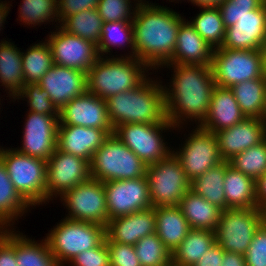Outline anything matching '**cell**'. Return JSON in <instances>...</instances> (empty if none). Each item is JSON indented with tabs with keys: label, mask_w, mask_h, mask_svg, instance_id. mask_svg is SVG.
Instances as JSON below:
<instances>
[{
	"label": "cell",
	"mask_w": 266,
	"mask_h": 266,
	"mask_svg": "<svg viewBox=\"0 0 266 266\" xmlns=\"http://www.w3.org/2000/svg\"><path fill=\"white\" fill-rule=\"evenodd\" d=\"M137 1L132 21L134 58L151 70L172 64L178 29L185 19L167 7Z\"/></svg>",
	"instance_id": "obj_1"
},
{
	"label": "cell",
	"mask_w": 266,
	"mask_h": 266,
	"mask_svg": "<svg viewBox=\"0 0 266 266\" xmlns=\"http://www.w3.org/2000/svg\"><path fill=\"white\" fill-rule=\"evenodd\" d=\"M174 68L172 85L165 87L166 117L176 127L183 120L201 124L208 116L215 85L211 66L165 64ZM171 88V90H170ZM191 118V119H190Z\"/></svg>",
	"instance_id": "obj_2"
},
{
	"label": "cell",
	"mask_w": 266,
	"mask_h": 266,
	"mask_svg": "<svg viewBox=\"0 0 266 266\" xmlns=\"http://www.w3.org/2000/svg\"><path fill=\"white\" fill-rule=\"evenodd\" d=\"M160 83L148 77L135 89L109 97L106 104L113 129L125 123H163L167 119L165 86Z\"/></svg>",
	"instance_id": "obj_3"
},
{
	"label": "cell",
	"mask_w": 266,
	"mask_h": 266,
	"mask_svg": "<svg viewBox=\"0 0 266 266\" xmlns=\"http://www.w3.org/2000/svg\"><path fill=\"white\" fill-rule=\"evenodd\" d=\"M148 68L144 62L128 55L121 58L100 56L87 72V91L107 100L117 93L135 89L147 78L144 73Z\"/></svg>",
	"instance_id": "obj_4"
},
{
	"label": "cell",
	"mask_w": 266,
	"mask_h": 266,
	"mask_svg": "<svg viewBox=\"0 0 266 266\" xmlns=\"http://www.w3.org/2000/svg\"><path fill=\"white\" fill-rule=\"evenodd\" d=\"M91 178L107 182L145 176V163L114 134L92 155Z\"/></svg>",
	"instance_id": "obj_5"
},
{
	"label": "cell",
	"mask_w": 266,
	"mask_h": 266,
	"mask_svg": "<svg viewBox=\"0 0 266 266\" xmlns=\"http://www.w3.org/2000/svg\"><path fill=\"white\" fill-rule=\"evenodd\" d=\"M106 237V227L64 218L46 236L50 251L64 266L84 250L98 247Z\"/></svg>",
	"instance_id": "obj_6"
},
{
	"label": "cell",
	"mask_w": 266,
	"mask_h": 266,
	"mask_svg": "<svg viewBox=\"0 0 266 266\" xmlns=\"http://www.w3.org/2000/svg\"><path fill=\"white\" fill-rule=\"evenodd\" d=\"M11 149L0 148V159L15 189L31 206L45 203L47 161Z\"/></svg>",
	"instance_id": "obj_7"
},
{
	"label": "cell",
	"mask_w": 266,
	"mask_h": 266,
	"mask_svg": "<svg viewBox=\"0 0 266 266\" xmlns=\"http://www.w3.org/2000/svg\"><path fill=\"white\" fill-rule=\"evenodd\" d=\"M266 220V211L258 207L221 211L215 230L216 243L226 252L245 255L255 231Z\"/></svg>",
	"instance_id": "obj_8"
},
{
	"label": "cell",
	"mask_w": 266,
	"mask_h": 266,
	"mask_svg": "<svg viewBox=\"0 0 266 266\" xmlns=\"http://www.w3.org/2000/svg\"><path fill=\"white\" fill-rule=\"evenodd\" d=\"M152 207L178 206L190 189V181L171 152L165 159L146 166Z\"/></svg>",
	"instance_id": "obj_9"
},
{
	"label": "cell",
	"mask_w": 266,
	"mask_h": 266,
	"mask_svg": "<svg viewBox=\"0 0 266 266\" xmlns=\"http://www.w3.org/2000/svg\"><path fill=\"white\" fill-rule=\"evenodd\" d=\"M211 69L215 85L225 88L263 77L262 50L213 49Z\"/></svg>",
	"instance_id": "obj_10"
},
{
	"label": "cell",
	"mask_w": 266,
	"mask_h": 266,
	"mask_svg": "<svg viewBox=\"0 0 266 266\" xmlns=\"http://www.w3.org/2000/svg\"><path fill=\"white\" fill-rule=\"evenodd\" d=\"M172 127L175 128L168 119L160 124L125 123L118 126L113 134L148 166L165 159L172 152L161 136L163 130Z\"/></svg>",
	"instance_id": "obj_11"
},
{
	"label": "cell",
	"mask_w": 266,
	"mask_h": 266,
	"mask_svg": "<svg viewBox=\"0 0 266 266\" xmlns=\"http://www.w3.org/2000/svg\"><path fill=\"white\" fill-rule=\"evenodd\" d=\"M69 211V220L96 223L106 227L109 222L104 183L90 178L60 196Z\"/></svg>",
	"instance_id": "obj_12"
},
{
	"label": "cell",
	"mask_w": 266,
	"mask_h": 266,
	"mask_svg": "<svg viewBox=\"0 0 266 266\" xmlns=\"http://www.w3.org/2000/svg\"><path fill=\"white\" fill-rule=\"evenodd\" d=\"M189 135L190 137L186 139L183 147H179L180 151H172V153L180 162L191 182L224 160L220 156L215 133L198 126Z\"/></svg>",
	"instance_id": "obj_13"
},
{
	"label": "cell",
	"mask_w": 266,
	"mask_h": 266,
	"mask_svg": "<svg viewBox=\"0 0 266 266\" xmlns=\"http://www.w3.org/2000/svg\"><path fill=\"white\" fill-rule=\"evenodd\" d=\"M103 183L109 220L152 207L146 175Z\"/></svg>",
	"instance_id": "obj_14"
},
{
	"label": "cell",
	"mask_w": 266,
	"mask_h": 266,
	"mask_svg": "<svg viewBox=\"0 0 266 266\" xmlns=\"http://www.w3.org/2000/svg\"><path fill=\"white\" fill-rule=\"evenodd\" d=\"M45 40L54 64L88 72L100 58L98 46L92 41L67 33L61 27Z\"/></svg>",
	"instance_id": "obj_15"
},
{
	"label": "cell",
	"mask_w": 266,
	"mask_h": 266,
	"mask_svg": "<svg viewBox=\"0 0 266 266\" xmlns=\"http://www.w3.org/2000/svg\"><path fill=\"white\" fill-rule=\"evenodd\" d=\"M46 202L91 178L89 162L58 149L47 161Z\"/></svg>",
	"instance_id": "obj_16"
},
{
	"label": "cell",
	"mask_w": 266,
	"mask_h": 266,
	"mask_svg": "<svg viewBox=\"0 0 266 266\" xmlns=\"http://www.w3.org/2000/svg\"><path fill=\"white\" fill-rule=\"evenodd\" d=\"M22 154L48 161L57 149L59 115H44L29 111L25 119Z\"/></svg>",
	"instance_id": "obj_17"
},
{
	"label": "cell",
	"mask_w": 266,
	"mask_h": 266,
	"mask_svg": "<svg viewBox=\"0 0 266 266\" xmlns=\"http://www.w3.org/2000/svg\"><path fill=\"white\" fill-rule=\"evenodd\" d=\"M58 125H76L114 130L108 117L106 100L86 91L59 111Z\"/></svg>",
	"instance_id": "obj_18"
},
{
	"label": "cell",
	"mask_w": 266,
	"mask_h": 266,
	"mask_svg": "<svg viewBox=\"0 0 266 266\" xmlns=\"http://www.w3.org/2000/svg\"><path fill=\"white\" fill-rule=\"evenodd\" d=\"M266 47V6L252 10L226 28L224 49L263 50Z\"/></svg>",
	"instance_id": "obj_19"
},
{
	"label": "cell",
	"mask_w": 266,
	"mask_h": 266,
	"mask_svg": "<svg viewBox=\"0 0 266 266\" xmlns=\"http://www.w3.org/2000/svg\"><path fill=\"white\" fill-rule=\"evenodd\" d=\"M38 84L60 111L69 101L87 91V73L54 64Z\"/></svg>",
	"instance_id": "obj_20"
},
{
	"label": "cell",
	"mask_w": 266,
	"mask_h": 266,
	"mask_svg": "<svg viewBox=\"0 0 266 266\" xmlns=\"http://www.w3.org/2000/svg\"><path fill=\"white\" fill-rule=\"evenodd\" d=\"M113 133L114 130L76 125H58L57 149L83 158L90 163L92 155Z\"/></svg>",
	"instance_id": "obj_21"
},
{
	"label": "cell",
	"mask_w": 266,
	"mask_h": 266,
	"mask_svg": "<svg viewBox=\"0 0 266 266\" xmlns=\"http://www.w3.org/2000/svg\"><path fill=\"white\" fill-rule=\"evenodd\" d=\"M220 156L229 161L236 154L259 144L266 138L264 125L258 118H245L234 126L215 132Z\"/></svg>",
	"instance_id": "obj_22"
},
{
	"label": "cell",
	"mask_w": 266,
	"mask_h": 266,
	"mask_svg": "<svg viewBox=\"0 0 266 266\" xmlns=\"http://www.w3.org/2000/svg\"><path fill=\"white\" fill-rule=\"evenodd\" d=\"M153 233H156L154 207L111 219L106 226V236L112 242L132 246Z\"/></svg>",
	"instance_id": "obj_23"
},
{
	"label": "cell",
	"mask_w": 266,
	"mask_h": 266,
	"mask_svg": "<svg viewBox=\"0 0 266 266\" xmlns=\"http://www.w3.org/2000/svg\"><path fill=\"white\" fill-rule=\"evenodd\" d=\"M245 118L232 90L215 86L211 95L208 116L199 126L206 131L215 133L228 129Z\"/></svg>",
	"instance_id": "obj_24"
},
{
	"label": "cell",
	"mask_w": 266,
	"mask_h": 266,
	"mask_svg": "<svg viewBox=\"0 0 266 266\" xmlns=\"http://www.w3.org/2000/svg\"><path fill=\"white\" fill-rule=\"evenodd\" d=\"M213 49L198 34L190 21H183L178 29L172 64L211 66Z\"/></svg>",
	"instance_id": "obj_25"
},
{
	"label": "cell",
	"mask_w": 266,
	"mask_h": 266,
	"mask_svg": "<svg viewBox=\"0 0 266 266\" xmlns=\"http://www.w3.org/2000/svg\"><path fill=\"white\" fill-rule=\"evenodd\" d=\"M191 229L215 231L221 209L189 189L178 204Z\"/></svg>",
	"instance_id": "obj_26"
},
{
	"label": "cell",
	"mask_w": 266,
	"mask_h": 266,
	"mask_svg": "<svg viewBox=\"0 0 266 266\" xmlns=\"http://www.w3.org/2000/svg\"><path fill=\"white\" fill-rule=\"evenodd\" d=\"M156 234L172 253L191 230L178 206L154 207Z\"/></svg>",
	"instance_id": "obj_27"
},
{
	"label": "cell",
	"mask_w": 266,
	"mask_h": 266,
	"mask_svg": "<svg viewBox=\"0 0 266 266\" xmlns=\"http://www.w3.org/2000/svg\"><path fill=\"white\" fill-rule=\"evenodd\" d=\"M226 209L257 207L256 181L229 166L225 171Z\"/></svg>",
	"instance_id": "obj_28"
},
{
	"label": "cell",
	"mask_w": 266,
	"mask_h": 266,
	"mask_svg": "<svg viewBox=\"0 0 266 266\" xmlns=\"http://www.w3.org/2000/svg\"><path fill=\"white\" fill-rule=\"evenodd\" d=\"M22 54L18 47L8 41L0 43V82L15 100L25 85Z\"/></svg>",
	"instance_id": "obj_29"
},
{
	"label": "cell",
	"mask_w": 266,
	"mask_h": 266,
	"mask_svg": "<svg viewBox=\"0 0 266 266\" xmlns=\"http://www.w3.org/2000/svg\"><path fill=\"white\" fill-rule=\"evenodd\" d=\"M216 243L215 231L191 229L172 252L174 266H193Z\"/></svg>",
	"instance_id": "obj_30"
},
{
	"label": "cell",
	"mask_w": 266,
	"mask_h": 266,
	"mask_svg": "<svg viewBox=\"0 0 266 266\" xmlns=\"http://www.w3.org/2000/svg\"><path fill=\"white\" fill-rule=\"evenodd\" d=\"M229 166V161H223L217 166L208 169L190 183L191 190L219 207L222 211L226 209L224 180L225 171Z\"/></svg>",
	"instance_id": "obj_31"
},
{
	"label": "cell",
	"mask_w": 266,
	"mask_h": 266,
	"mask_svg": "<svg viewBox=\"0 0 266 266\" xmlns=\"http://www.w3.org/2000/svg\"><path fill=\"white\" fill-rule=\"evenodd\" d=\"M31 205L18 193L3 161L0 159V224L11 226L10 222L23 216ZM21 214V215H20ZM8 224V225H7Z\"/></svg>",
	"instance_id": "obj_32"
},
{
	"label": "cell",
	"mask_w": 266,
	"mask_h": 266,
	"mask_svg": "<svg viewBox=\"0 0 266 266\" xmlns=\"http://www.w3.org/2000/svg\"><path fill=\"white\" fill-rule=\"evenodd\" d=\"M230 89L245 117L260 119L266 100L264 78L247 80L233 85Z\"/></svg>",
	"instance_id": "obj_33"
},
{
	"label": "cell",
	"mask_w": 266,
	"mask_h": 266,
	"mask_svg": "<svg viewBox=\"0 0 266 266\" xmlns=\"http://www.w3.org/2000/svg\"><path fill=\"white\" fill-rule=\"evenodd\" d=\"M15 256L19 266H61L51 253L45 238L38 243L16 232Z\"/></svg>",
	"instance_id": "obj_34"
},
{
	"label": "cell",
	"mask_w": 266,
	"mask_h": 266,
	"mask_svg": "<svg viewBox=\"0 0 266 266\" xmlns=\"http://www.w3.org/2000/svg\"><path fill=\"white\" fill-rule=\"evenodd\" d=\"M200 8L202 11L190 24L212 49L222 47L226 28L220 10L217 6H201Z\"/></svg>",
	"instance_id": "obj_35"
},
{
	"label": "cell",
	"mask_w": 266,
	"mask_h": 266,
	"mask_svg": "<svg viewBox=\"0 0 266 266\" xmlns=\"http://www.w3.org/2000/svg\"><path fill=\"white\" fill-rule=\"evenodd\" d=\"M103 20L97 9H87L67 17L60 26L67 33L99 44Z\"/></svg>",
	"instance_id": "obj_36"
},
{
	"label": "cell",
	"mask_w": 266,
	"mask_h": 266,
	"mask_svg": "<svg viewBox=\"0 0 266 266\" xmlns=\"http://www.w3.org/2000/svg\"><path fill=\"white\" fill-rule=\"evenodd\" d=\"M21 54L25 84L38 83L54 65L51 49L47 42L34 44Z\"/></svg>",
	"instance_id": "obj_37"
},
{
	"label": "cell",
	"mask_w": 266,
	"mask_h": 266,
	"mask_svg": "<svg viewBox=\"0 0 266 266\" xmlns=\"http://www.w3.org/2000/svg\"><path fill=\"white\" fill-rule=\"evenodd\" d=\"M126 44V45H125ZM124 47L128 45L131 47L132 54L130 57H134V39H133V26L132 22L116 21L110 23H103L101 39L99 41L98 52L100 56L107 55L110 52L111 47Z\"/></svg>",
	"instance_id": "obj_38"
},
{
	"label": "cell",
	"mask_w": 266,
	"mask_h": 266,
	"mask_svg": "<svg viewBox=\"0 0 266 266\" xmlns=\"http://www.w3.org/2000/svg\"><path fill=\"white\" fill-rule=\"evenodd\" d=\"M230 166L255 181L266 172V138L257 145L236 154L229 160Z\"/></svg>",
	"instance_id": "obj_39"
},
{
	"label": "cell",
	"mask_w": 266,
	"mask_h": 266,
	"mask_svg": "<svg viewBox=\"0 0 266 266\" xmlns=\"http://www.w3.org/2000/svg\"><path fill=\"white\" fill-rule=\"evenodd\" d=\"M134 247L141 266H169L172 264V253L156 233L140 239Z\"/></svg>",
	"instance_id": "obj_40"
},
{
	"label": "cell",
	"mask_w": 266,
	"mask_h": 266,
	"mask_svg": "<svg viewBox=\"0 0 266 266\" xmlns=\"http://www.w3.org/2000/svg\"><path fill=\"white\" fill-rule=\"evenodd\" d=\"M19 20L27 25L36 26L42 22L58 20V0H22ZM57 19V20H56ZM36 24V25H35Z\"/></svg>",
	"instance_id": "obj_41"
},
{
	"label": "cell",
	"mask_w": 266,
	"mask_h": 266,
	"mask_svg": "<svg viewBox=\"0 0 266 266\" xmlns=\"http://www.w3.org/2000/svg\"><path fill=\"white\" fill-rule=\"evenodd\" d=\"M15 99L27 98L29 111L44 115H59V110L53 104L47 91L38 83L25 84Z\"/></svg>",
	"instance_id": "obj_42"
},
{
	"label": "cell",
	"mask_w": 266,
	"mask_h": 266,
	"mask_svg": "<svg viewBox=\"0 0 266 266\" xmlns=\"http://www.w3.org/2000/svg\"><path fill=\"white\" fill-rule=\"evenodd\" d=\"M263 0H225L217 7L220 10L225 28L234 25L252 10L263 6Z\"/></svg>",
	"instance_id": "obj_43"
},
{
	"label": "cell",
	"mask_w": 266,
	"mask_h": 266,
	"mask_svg": "<svg viewBox=\"0 0 266 266\" xmlns=\"http://www.w3.org/2000/svg\"><path fill=\"white\" fill-rule=\"evenodd\" d=\"M130 3V0H99L96 9L103 23L116 21L132 22L134 11L131 8L134 7Z\"/></svg>",
	"instance_id": "obj_44"
},
{
	"label": "cell",
	"mask_w": 266,
	"mask_h": 266,
	"mask_svg": "<svg viewBox=\"0 0 266 266\" xmlns=\"http://www.w3.org/2000/svg\"><path fill=\"white\" fill-rule=\"evenodd\" d=\"M244 256L246 266H266V220L255 231Z\"/></svg>",
	"instance_id": "obj_45"
},
{
	"label": "cell",
	"mask_w": 266,
	"mask_h": 266,
	"mask_svg": "<svg viewBox=\"0 0 266 266\" xmlns=\"http://www.w3.org/2000/svg\"><path fill=\"white\" fill-rule=\"evenodd\" d=\"M105 241L108 248L110 266H141L134 246L112 242L107 236Z\"/></svg>",
	"instance_id": "obj_46"
},
{
	"label": "cell",
	"mask_w": 266,
	"mask_h": 266,
	"mask_svg": "<svg viewBox=\"0 0 266 266\" xmlns=\"http://www.w3.org/2000/svg\"><path fill=\"white\" fill-rule=\"evenodd\" d=\"M71 266H110L106 241L98 247L84 250L69 262Z\"/></svg>",
	"instance_id": "obj_47"
},
{
	"label": "cell",
	"mask_w": 266,
	"mask_h": 266,
	"mask_svg": "<svg viewBox=\"0 0 266 266\" xmlns=\"http://www.w3.org/2000/svg\"><path fill=\"white\" fill-rule=\"evenodd\" d=\"M99 0H58V20L63 22L67 17L87 9H96Z\"/></svg>",
	"instance_id": "obj_48"
},
{
	"label": "cell",
	"mask_w": 266,
	"mask_h": 266,
	"mask_svg": "<svg viewBox=\"0 0 266 266\" xmlns=\"http://www.w3.org/2000/svg\"><path fill=\"white\" fill-rule=\"evenodd\" d=\"M0 266H19L15 256V231L11 229L0 239Z\"/></svg>",
	"instance_id": "obj_49"
},
{
	"label": "cell",
	"mask_w": 266,
	"mask_h": 266,
	"mask_svg": "<svg viewBox=\"0 0 266 266\" xmlns=\"http://www.w3.org/2000/svg\"><path fill=\"white\" fill-rule=\"evenodd\" d=\"M223 256L224 250L219 244L215 243L193 266H221Z\"/></svg>",
	"instance_id": "obj_50"
},
{
	"label": "cell",
	"mask_w": 266,
	"mask_h": 266,
	"mask_svg": "<svg viewBox=\"0 0 266 266\" xmlns=\"http://www.w3.org/2000/svg\"><path fill=\"white\" fill-rule=\"evenodd\" d=\"M257 207L266 211V172L256 180Z\"/></svg>",
	"instance_id": "obj_51"
},
{
	"label": "cell",
	"mask_w": 266,
	"mask_h": 266,
	"mask_svg": "<svg viewBox=\"0 0 266 266\" xmlns=\"http://www.w3.org/2000/svg\"><path fill=\"white\" fill-rule=\"evenodd\" d=\"M221 266H246L245 256L239 253L224 251Z\"/></svg>",
	"instance_id": "obj_52"
},
{
	"label": "cell",
	"mask_w": 266,
	"mask_h": 266,
	"mask_svg": "<svg viewBox=\"0 0 266 266\" xmlns=\"http://www.w3.org/2000/svg\"><path fill=\"white\" fill-rule=\"evenodd\" d=\"M193 4L197 5L198 7L203 6H218L220 3L224 2L225 0H189Z\"/></svg>",
	"instance_id": "obj_53"
},
{
	"label": "cell",
	"mask_w": 266,
	"mask_h": 266,
	"mask_svg": "<svg viewBox=\"0 0 266 266\" xmlns=\"http://www.w3.org/2000/svg\"><path fill=\"white\" fill-rule=\"evenodd\" d=\"M9 4L3 3L2 1L0 2V27H2L6 17L8 16L7 14L9 13ZM1 31V28H0Z\"/></svg>",
	"instance_id": "obj_54"
},
{
	"label": "cell",
	"mask_w": 266,
	"mask_h": 266,
	"mask_svg": "<svg viewBox=\"0 0 266 266\" xmlns=\"http://www.w3.org/2000/svg\"><path fill=\"white\" fill-rule=\"evenodd\" d=\"M262 60H263V78L266 81V47L262 50Z\"/></svg>",
	"instance_id": "obj_55"
},
{
	"label": "cell",
	"mask_w": 266,
	"mask_h": 266,
	"mask_svg": "<svg viewBox=\"0 0 266 266\" xmlns=\"http://www.w3.org/2000/svg\"><path fill=\"white\" fill-rule=\"evenodd\" d=\"M260 120L262 121V123L264 125V130H265V134H266V100H265V105H264V109L262 112V116L260 117Z\"/></svg>",
	"instance_id": "obj_56"
},
{
	"label": "cell",
	"mask_w": 266,
	"mask_h": 266,
	"mask_svg": "<svg viewBox=\"0 0 266 266\" xmlns=\"http://www.w3.org/2000/svg\"><path fill=\"white\" fill-rule=\"evenodd\" d=\"M4 227V228H3ZM5 225L0 224V239L6 234L9 228H5ZM4 229V230H3Z\"/></svg>",
	"instance_id": "obj_57"
}]
</instances>
